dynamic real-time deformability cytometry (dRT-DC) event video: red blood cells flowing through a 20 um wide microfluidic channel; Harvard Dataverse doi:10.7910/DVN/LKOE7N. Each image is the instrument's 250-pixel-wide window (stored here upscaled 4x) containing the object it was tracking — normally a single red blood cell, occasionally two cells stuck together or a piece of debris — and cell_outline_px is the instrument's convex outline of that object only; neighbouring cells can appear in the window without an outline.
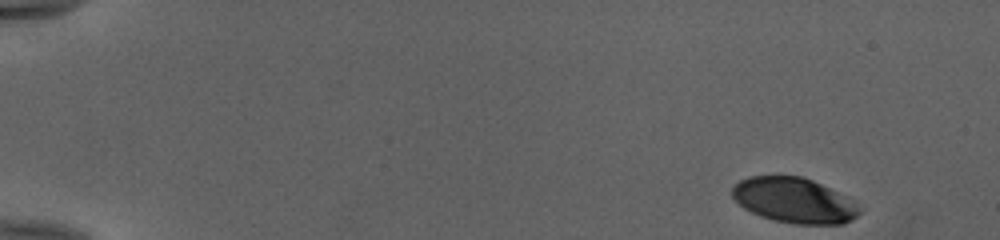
{"species": "human", "species_latin": "Homo sapiens", "temperature_condition": "cold", "stored_images_in_passage": 49, "camera_frame_rate_fps": 3000, "um_per_image_px": 0.085, "donor": {"sex": "female"}, "frame": {"image": 1, "passage_image": 1, "time_ms": 0.0, "image_size_px": [1000, 240], "cell_outline_px": [[860, 212], [852, 220], [844, 224], [796, 224], [776, 220], [760, 216], [744, 208], [732, 196], [732, 188], [740, 180], [748, 176], [800, 176], [812, 180], [844, 196], [856, 204]], "centroid_in_image_um": [67.47, 17.03], "position_along_channel_um": 17.5, "area_um2": 33.0}}
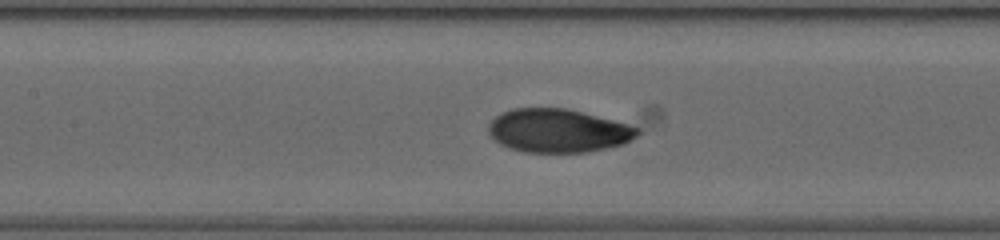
{"frame": {"image": 2, "passage_image": 23, "time_ms": 7.333, "image_size_px": [1000, 240], "cell_outline_px": [[640, 132], [632, 140], [624, 144], [584, 152], [524, 152], [508, 148], [500, 144], [488, 132], [488, 124], [496, 116], [512, 108], [564, 108], [628, 124], [636, 128]], "centroid_in_image_um": [47.4, 11.11], "position_along_channel_um": 160.0, "area_um2": 37.34}}
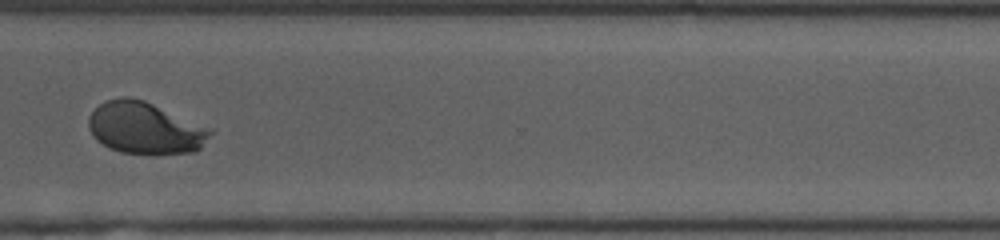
{"frame": {"image": 3, "passage_image": 38, "time_ms": 12.333, "image_size_px": [1000, 240], "cell_outline_px": [[216, 128], [200, 148], [196, 152], [120, 152], [96, 140], [92, 136], [88, 128], [88, 116], [100, 104], [108, 100], [120, 96], [128, 96], [144, 100]], "centroid_in_image_um": [12.37, 10.84], "position_along_channel_um": 358.2, "area_um2": 36.76}, "authors_computed_cell_mechanics": {"area_um2": 36.3562, "velocity_mm_per_s": 3.9724, "shape_relaxation_time_tau1_ms": 4.8342, "shape_relaxation_time_tau2_ms": 0.9902, "deformation_change_tau1": 0.2022, "deformation_change_tau2": 0.0351}}